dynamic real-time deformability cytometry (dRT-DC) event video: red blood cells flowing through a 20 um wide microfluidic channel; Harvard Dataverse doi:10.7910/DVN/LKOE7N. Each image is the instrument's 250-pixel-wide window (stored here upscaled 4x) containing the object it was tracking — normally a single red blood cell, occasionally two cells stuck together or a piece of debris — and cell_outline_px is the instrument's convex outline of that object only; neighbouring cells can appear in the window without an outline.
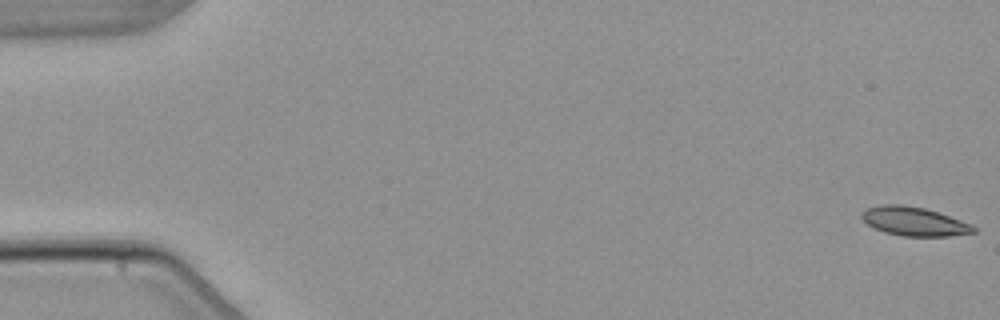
{"species": "common noctule bat (a hibernating species)", "species_latin": "Nyctalus noctula", "temperature_condition": "warm", "stored_images_in_passage": 6, "camera_frame_rate_fps": 3000, "um_per_image_px": 0.085, "animal": {"sex": "male", "body_mass_g": 21.5, "forearm_length_mm": 52.0}, "frame": {"image": 1, "passage_image": 1, "time_ms": 0.0, "image_size_px": [1000, 320], "cell_outline_px": [[976, 232], [948, 236], [900, 236], [884, 232], [872, 228], [860, 216], [860, 212], [868, 208], [880, 204], [900, 204], [924, 208], [972, 224], [976, 228]], "centroid_in_image_um": [77.65, 18.82], "position_along_channel_um": 7.3, "area_um2": 18.79}}
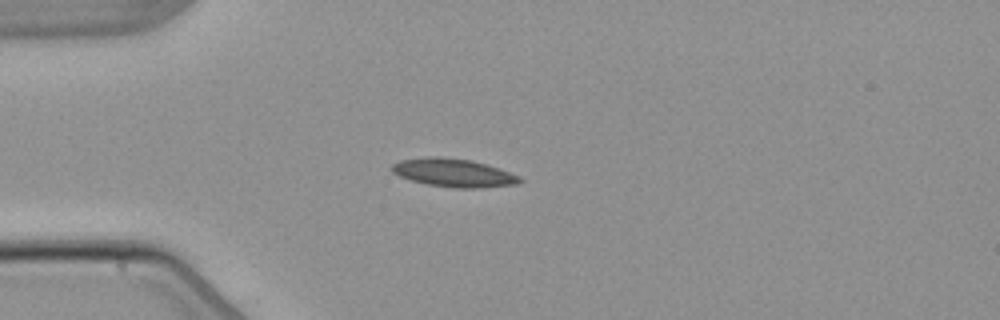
{"frame": {"image": 2, "passage_image": 4, "time_ms": 4.667, "image_size_px": [1000, 320], "cell_outline_px": [[524, 180], [516, 184], [480, 188], [452, 188], [428, 184], [412, 180], [400, 176], [392, 172], [388, 168], [392, 164], [400, 160], [424, 156], [440, 156], [472, 160], [500, 168], [520, 176]], "centroid_in_image_um": [38.54, 14.67], "position_along_channel_um": 46.5, "area_um2": 21.33}}
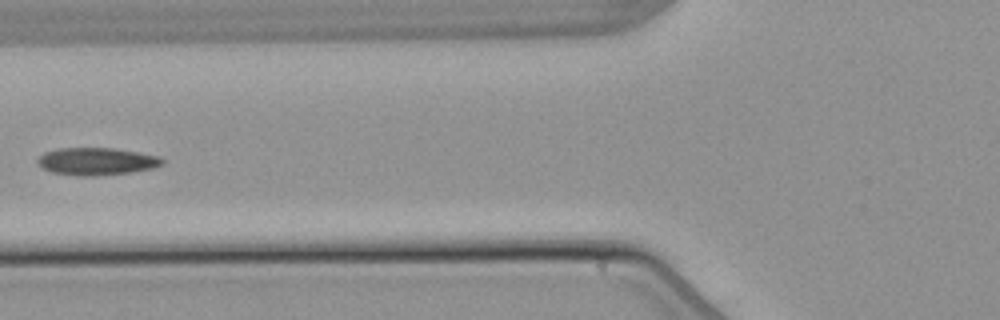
{"frame": {"image": 3, "passage_image": 6, "time_ms": 7.0, "image_size_px": [1000, 320], "cell_outline_px": [[164, 164], [156, 168], [132, 172], [96, 176], [80, 176], [52, 172], [44, 168], [36, 160], [44, 152], [56, 148], [112, 148], [160, 156], [164, 160]], "centroid_in_image_um": [8.25, 13.72], "position_along_channel_um": 117.5, "area_um2": 20.0}}